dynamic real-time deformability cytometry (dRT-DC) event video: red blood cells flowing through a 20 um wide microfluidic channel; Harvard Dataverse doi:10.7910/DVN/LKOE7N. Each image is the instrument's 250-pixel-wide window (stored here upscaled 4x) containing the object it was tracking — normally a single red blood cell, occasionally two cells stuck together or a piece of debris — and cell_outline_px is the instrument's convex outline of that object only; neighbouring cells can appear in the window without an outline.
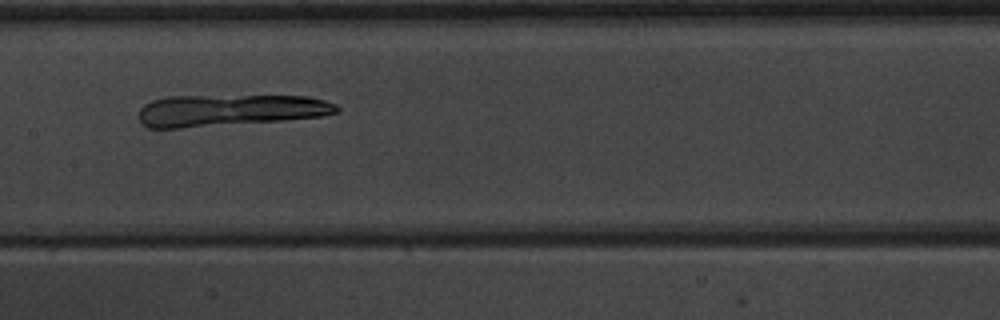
{"species": "common noctule bat (a hibernating species)", "species_latin": "Nyctalus noctula", "temperature_condition": "warm", "stored_images_in_passage": 7, "camera_frame_rate_fps": 3000, "um_per_image_px": 0.085, "animal": {"sex": "male", "body_mass_g": 20.1, "forearm_length_mm": 53.5}, "frame": {"image": 1, "passage_image": 7, "time_ms": 8.0, "image_size_px": [1000, 320], "cell_outline_px": [[340, 108], [336, 112], [324, 116], [284, 120], [180, 128], [148, 128], [140, 124], [140, 108], [144, 104], [152, 100], [168, 96], [308, 96], [324, 100], [336, 104]], "centroid_in_image_um": [19.52, 9.37], "position_along_channel_um": 187.9, "area_um2": 36.59}}